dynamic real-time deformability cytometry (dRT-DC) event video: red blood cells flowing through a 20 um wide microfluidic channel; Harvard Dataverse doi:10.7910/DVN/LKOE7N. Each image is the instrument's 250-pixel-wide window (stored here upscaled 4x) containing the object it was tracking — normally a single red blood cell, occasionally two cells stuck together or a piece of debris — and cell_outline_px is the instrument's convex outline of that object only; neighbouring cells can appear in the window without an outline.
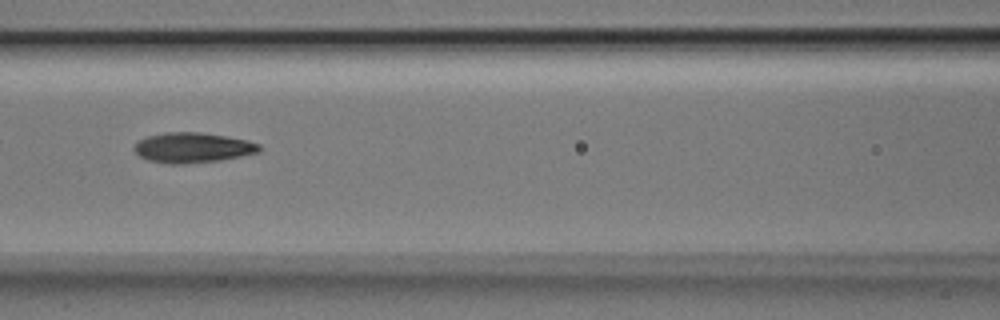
{"species": "Egyptian fruit bat (a non-hibernating species)", "species_latin": "Rousettus aegyptiacus", "temperature_condition": "room temperature", "stored_images_in_passage": 50, "camera_frame_rate_fps": 3000, "um_per_image_px": 0.085, "animal": {"sex": "male"}, "frame": {"image": 1, "passage_image": 22, "time_ms": 7.0, "image_size_px": [1000, 320], "cell_outline_px": [[264, 148], [260, 152], [220, 160], [184, 164], [168, 164], [148, 160], [140, 156], [132, 148], [136, 140], [148, 136], [164, 132], [200, 132], [248, 140], [260, 144]], "centroid_in_image_um": [16.37, 12.55], "position_along_channel_um": 150.2, "area_um2": 22.2}}
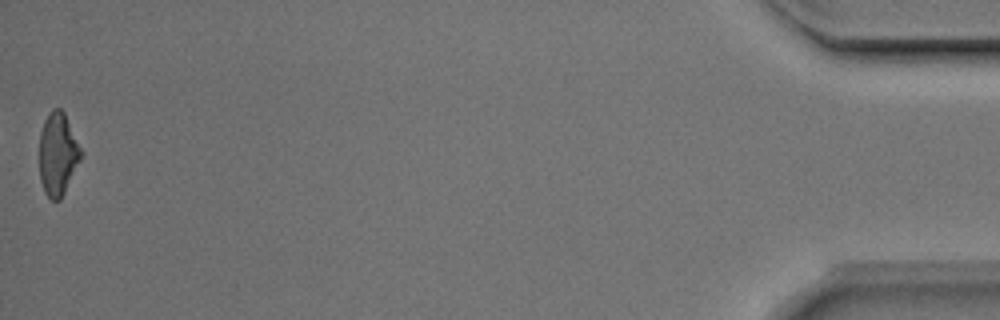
{"frame": {"image": 2, "passage_image": 50, "time_ms": 16.333, "image_size_px": [1000, 320], "cell_outline_px": [[84, 152], [60, 200], [52, 200], [44, 192], [40, 180], [40, 132], [44, 120], [52, 108], [60, 108], [64, 112]], "centroid_in_image_um": [4.92, 13.06], "position_along_channel_um": 430.3, "area_um2": 20.06}, "authors_computed_cell_mechanics": {"area_um2": 21.7039, "velocity_mm_per_s": 4.0274, "shape_relaxation_time_tau1_ms": 2.8398, "shape_relaxation_time_tau2_ms": 3.9071, "deformation_change_tau1": 0.1258, "deformation_change_tau2": 0.1363}}